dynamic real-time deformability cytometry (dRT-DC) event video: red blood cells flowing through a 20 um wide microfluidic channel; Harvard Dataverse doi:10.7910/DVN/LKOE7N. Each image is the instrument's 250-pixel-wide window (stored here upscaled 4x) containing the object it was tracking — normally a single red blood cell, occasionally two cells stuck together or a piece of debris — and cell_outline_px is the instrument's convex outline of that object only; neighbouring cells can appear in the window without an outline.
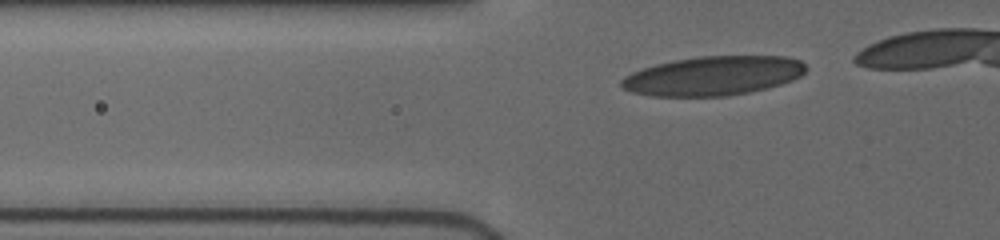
{"species": "human", "species_latin": "Homo sapiens", "temperature_condition": "cold", "stored_images_in_passage": 6, "camera_frame_rate_fps": 3000, "um_per_image_px": 0.085, "donor": {"sex": "female"}, "frame": {"image": 1, "passage_image": 3, "time_ms": 0.667, "image_size_px": [1000, 240], "cell_outline_px": [[804, 72], [800, 76], [792, 80], [768, 88], [748, 92], [724, 96], [652, 96], [632, 92], [624, 88], [620, 84], [620, 80], [624, 76], [632, 72], [656, 64], [676, 60], [700, 56], [788, 56], [800, 60], [804, 64]], "centroid_in_image_um": [60.61, 6.44], "position_along_channel_um": 65.2, "area_um2": 41.96}}